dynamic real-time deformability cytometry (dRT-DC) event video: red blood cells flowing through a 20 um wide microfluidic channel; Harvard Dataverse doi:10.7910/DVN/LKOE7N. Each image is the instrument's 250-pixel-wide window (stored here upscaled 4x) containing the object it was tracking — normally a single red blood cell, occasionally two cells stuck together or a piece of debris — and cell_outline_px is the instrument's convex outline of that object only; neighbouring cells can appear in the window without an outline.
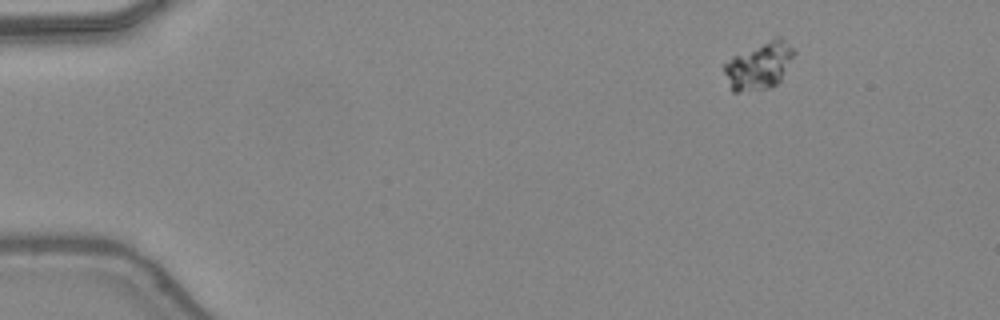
{"species": "common noctule bat (a hibernating species)", "species_latin": "Nyctalus noctula", "temperature_condition": "warm", "stored_images_in_passage": 38, "camera_frame_rate_fps": 3000, "um_per_image_px": 0.085, "animal": {"sex": "female", "body_mass_g": 24.6, "forearm_length_mm": 56.2}, "frame": {"image": 1, "passage_image": 1, "time_ms": 0.0, "image_size_px": [1000, 320], "cell_outline_px": [[796, 52], [780, 80], [776, 84], [768, 88], [736, 92], [732, 92], [724, 72], [724, 64], [732, 56], [776, 36], [780, 36]], "centroid_in_image_um": [64.52, 5.57], "position_along_channel_um": 20.5, "area_um2": 18.96}}
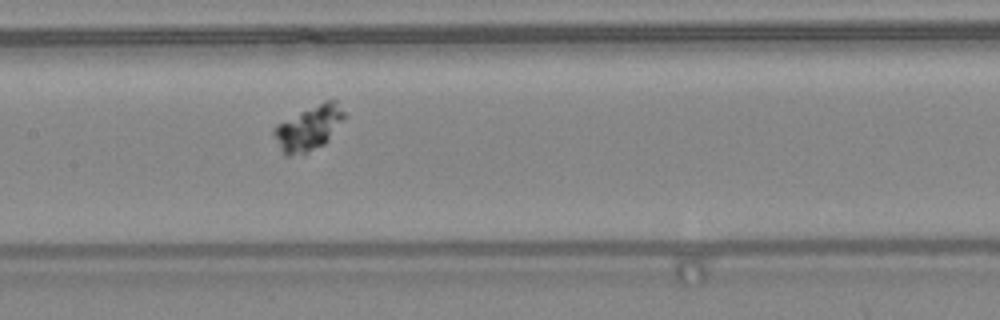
{"frame": {"image": 2, "passage_image": 20, "time_ms": 6.333, "image_size_px": [1000, 320], "cell_outline_px": [[348, 116], [328, 140], [324, 144], [308, 152], [288, 156], [280, 148], [276, 136], [276, 128], [280, 124], [300, 112], [324, 100], [336, 100]], "centroid_in_image_um": [26.38, 10.86], "position_along_channel_um": 181.0, "area_um2": 17.74}}
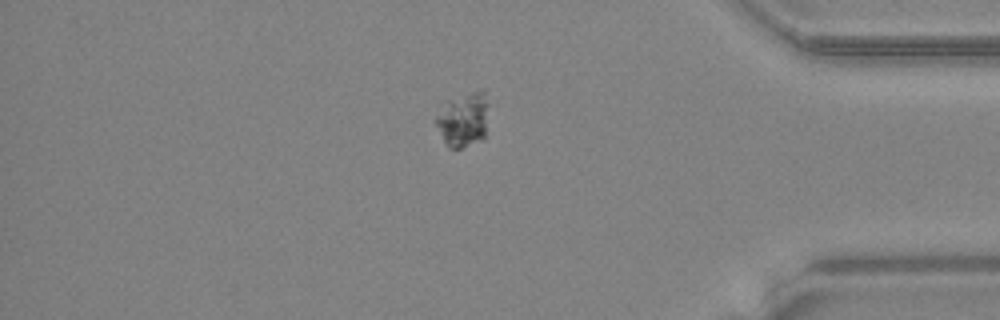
{"frame": {"image": 3, "passage_image": 37, "time_ms": 12.0, "image_size_px": [1000, 320], "cell_outline_px": [[484, 140], [460, 148], [448, 148], [432, 120], [448, 100], [484, 88]], "centroid_in_image_um": [39.28, 10.21], "position_along_channel_um": 395.9, "area_um2": 16.13}}